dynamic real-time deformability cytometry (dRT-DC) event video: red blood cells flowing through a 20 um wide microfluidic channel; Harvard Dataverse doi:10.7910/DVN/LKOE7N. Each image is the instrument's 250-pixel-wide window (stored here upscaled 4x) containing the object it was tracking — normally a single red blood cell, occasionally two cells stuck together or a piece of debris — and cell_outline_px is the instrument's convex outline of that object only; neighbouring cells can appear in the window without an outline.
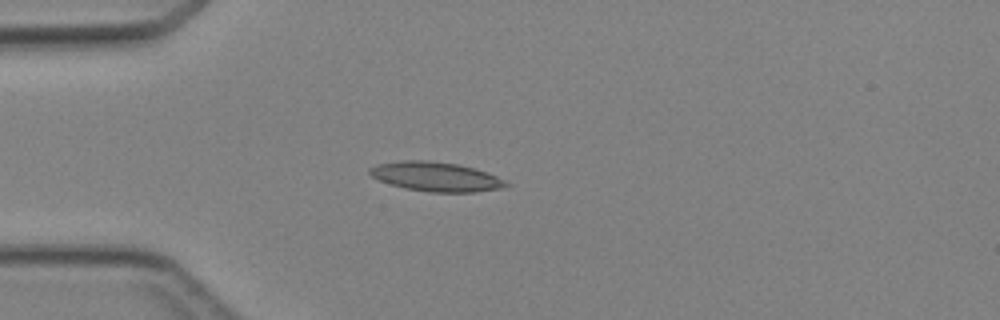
{"species": "Egyptian fruit bat (a non-hibernating species)", "species_latin": "Rousettus aegyptiacus", "temperature_condition": "cold", "stored_images_in_passage": 3, "camera_frame_rate_fps": 3000, "um_per_image_px": 0.085, "animal": {"sex": "female"}, "frame": {"image": 1, "passage_image": 3, "time_ms": 3.0, "image_size_px": [1000, 320], "cell_outline_px": [[512, 184], [504, 188], [476, 192], [428, 192], [404, 188], [380, 180], [372, 176], [368, 172], [368, 168], [376, 164], [400, 160], [428, 160], [456, 164], [472, 168], [496, 176]], "centroid_in_image_um": [37.04, 15.02], "position_along_channel_um": 48.0, "area_um2": 23.29}}